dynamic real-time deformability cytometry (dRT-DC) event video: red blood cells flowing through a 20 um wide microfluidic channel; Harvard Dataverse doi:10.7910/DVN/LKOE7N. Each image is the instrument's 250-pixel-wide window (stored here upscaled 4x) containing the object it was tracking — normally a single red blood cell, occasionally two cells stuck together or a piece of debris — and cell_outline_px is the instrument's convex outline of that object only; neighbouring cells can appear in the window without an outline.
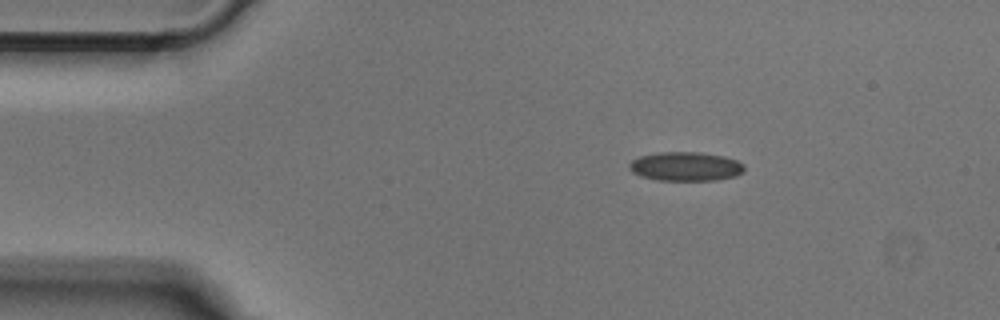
{"species": "Egyptian fruit bat (a non-hibernating species)", "species_latin": "Rousettus aegyptiacus", "temperature_condition": "cold", "stored_images_in_passage": 44, "camera_frame_rate_fps": 3000, "um_per_image_px": 0.085, "animal": {"sex": "male"}, "frame": {"image": 1, "passage_image": 1, "time_ms": 0.0, "image_size_px": [1000, 320], "cell_outline_px": [[744, 172], [736, 176], [716, 180], [656, 180], [640, 176], [632, 172], [628, 168], [628, 164], [632, 160], [640, 156], [656, 152], [700, 152], [724, 156], [736, 160], [744, 164]], "centroid_in_image_um": [58.27, 14.14], "position_along_channel_um": 26.7, "area_um2": 19.65}}
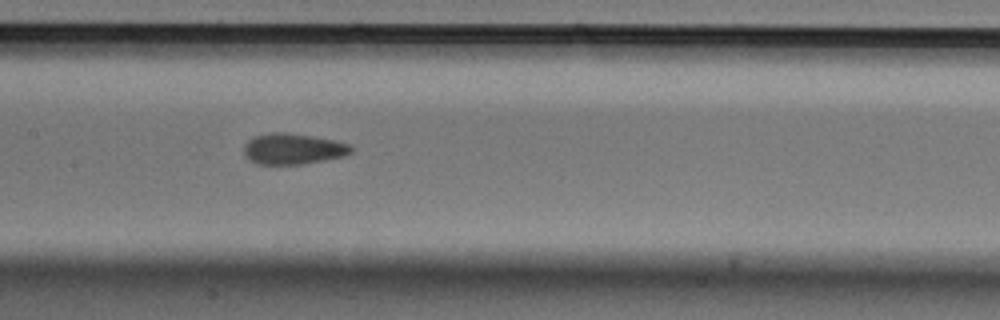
{"frame": {"image": 2, "passage_image": 17, "time_ms": 5.333, "image_size_px": [1000, 320], "cell_outline_px": [[352, 152], [344, 156], [300, 164], [256, 164], [248, 160], [244, 156], [244, 144], [252, 136], [268, 132], [288, 132], [312, 136], [352, 144]], "centroid_in_image_um": [24.85, 12.64], "position_along_channel_um": 182.5, "area_um2": 19.48}}
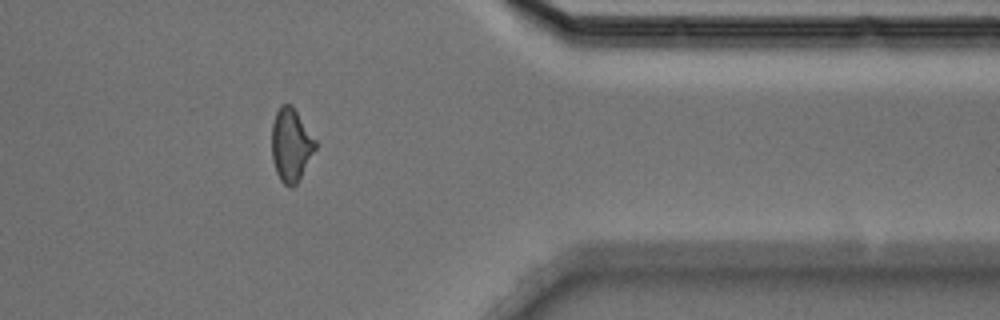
{"frame": {"image": 3, "passage_image": 34, "time_ms": 11.0, "image_size_px": [1000, 320], "cell_outline_px": [[316, 148], [300, 180], [292, 188], [288, 188], [280, 180], [276, 172], [272, 160], [272, 124], [276, 112], [280, 104], [292, 104], [316, 140]], "centroid_in_image_um": [24.73, 12.34], "position_along_channel_um": 386.7, "area_um2": 18.84}}